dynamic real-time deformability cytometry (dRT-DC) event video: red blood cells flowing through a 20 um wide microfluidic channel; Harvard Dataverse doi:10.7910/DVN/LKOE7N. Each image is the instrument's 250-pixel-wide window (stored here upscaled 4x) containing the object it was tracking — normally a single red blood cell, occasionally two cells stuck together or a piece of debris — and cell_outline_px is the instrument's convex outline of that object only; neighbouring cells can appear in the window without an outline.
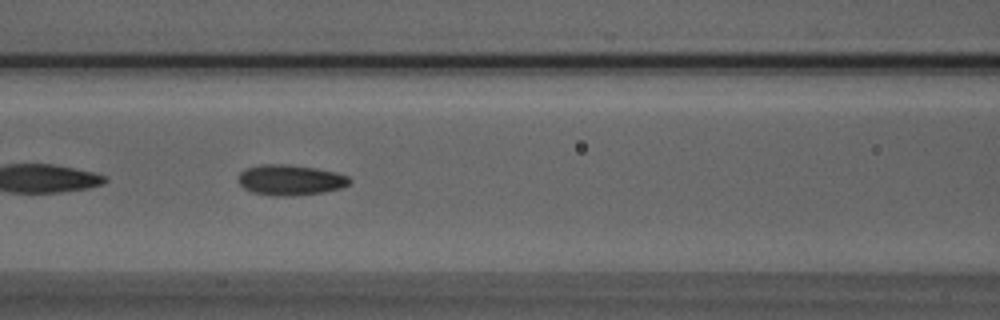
{"species": "Egyptian fruit bat (a non-hibernating species)", "species_latin": "Rousettus aegyptiacus", "temperature_condition": "room temperature", "stored_images_in_passage": 29, "camera_frame_rate_fps": 3000, "um_per_image_px": 0.085, "animal": {"sex": "male"}, "frame": {"image": 1, "passage_image": 13, "time_ms": 4.0, "image_size_px": [1000, 320], "cell_outline_px": [[352, 180], [348, 184], [340, 188], [324, 192], [284, 196], [276, 196], [252, 192], [244, 188], [240, 184], [240, 172], [244, 168], [260, 164], [288, 164], [316, 168], [336, 172], [348, 176]], "centroid_in_image_um": [24.68, 15.28], "position_along_channel_um": 141.9, "area_um2": 19.71}}
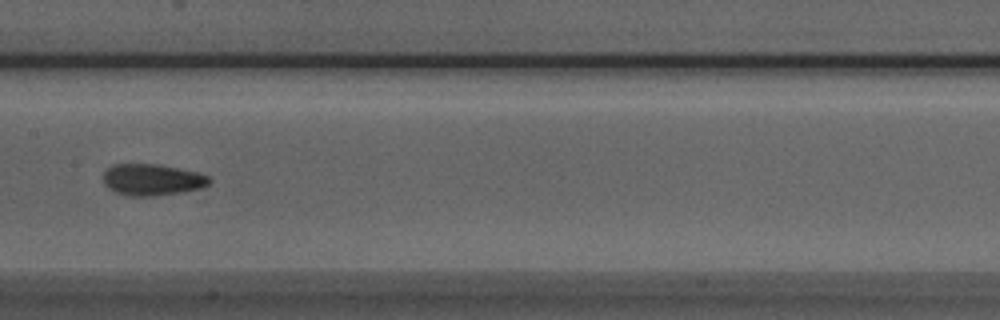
{"frame": {"image": 2, "passage_image": 17, "time_ms": 5.333, "image_size_px": [1000, 320], "cell_outline_px": [[212, 180], [208, 184], [200, 188], [184, 192], [156, 196], [124, 196], [108, 188], [104, 184], [104, 168], [112, 164], [160, 164], [196, 172], [208, 176]], "centroid_in_image_um": [12.9, 15.28], "position_along_channel_um": 194.5, "area_um2": 19.71}}